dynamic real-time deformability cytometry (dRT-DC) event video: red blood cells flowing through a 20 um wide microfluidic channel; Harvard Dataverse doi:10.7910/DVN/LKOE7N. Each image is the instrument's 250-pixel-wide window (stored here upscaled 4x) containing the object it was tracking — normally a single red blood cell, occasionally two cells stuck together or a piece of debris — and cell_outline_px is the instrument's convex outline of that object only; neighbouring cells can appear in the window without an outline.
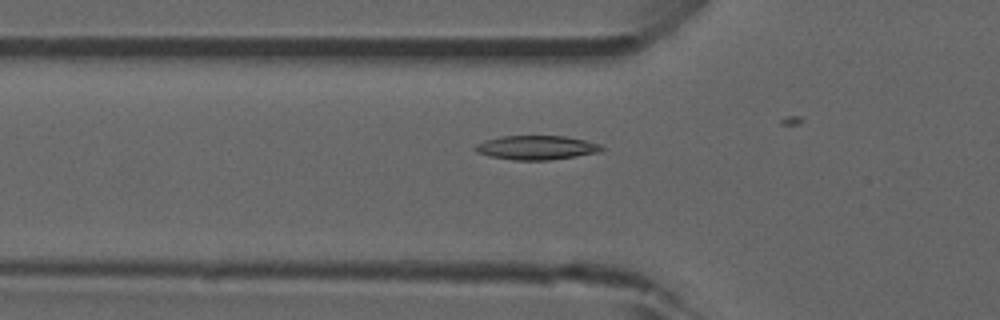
{"species": "common noctule bat (a hibernating species)", "species_latin": "Nyctalus noctula", "temperature_condition": "room temperature", "stored_images_in_passage": 7, "camera_frame_rate_fps": 3000, "um_per_image_px": 0.085, "animal": {"sex": "male", "forearm_length_mm": 52.5}, "frame": {"image": 1, "passage_image": 5, "time_ms": 1.333, "image_size_px": [1000, 320], "cell_outline_px": [[604, 148], [600, 152], [576, 156], [548, 160], [512, 160], [492, 156], [476, 152], [472, 148], [476, 144], [484, 140], [500, 136], [564, 136], [584, 140], [600, 144]], "centroid_in_image_um": [45.57, 12.54], "position_along_channel_um": 80.2, "area_um2": 17.74}}